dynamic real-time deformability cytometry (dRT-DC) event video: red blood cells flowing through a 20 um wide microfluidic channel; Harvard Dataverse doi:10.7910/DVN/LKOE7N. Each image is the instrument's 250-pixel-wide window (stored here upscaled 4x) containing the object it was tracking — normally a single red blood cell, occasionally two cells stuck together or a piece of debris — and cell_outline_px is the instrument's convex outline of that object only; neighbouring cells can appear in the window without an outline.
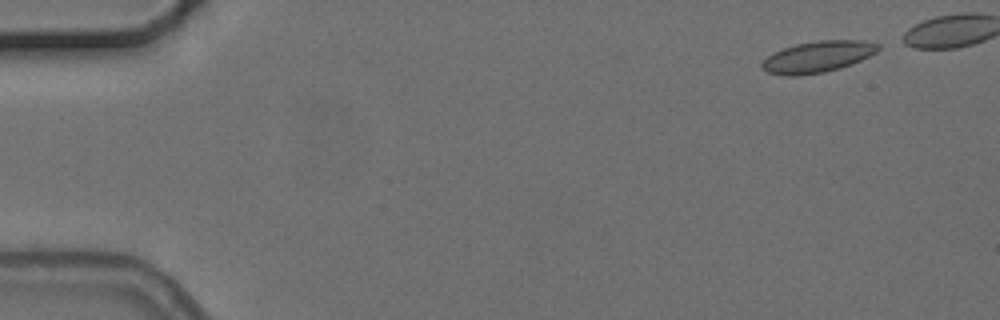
{"species": "common noctule bat (a hibernating species)", "species_latin": "Nyctalus noctula", "temperature_condition": "cold", "stored_images_in_passage": 8, "camera_frame_rate_fps": 3000, "um_per_image_px": 0.085, "animal": {"sex": "female", "body_mass_g": 24.6, "forearm_length_mm": 56.2}, "frame": {"image": 1, "passage_image": 1, "time_ms": 0.0, "image_size_px": [1000, 320], "cell_outline_px": [[880, 48], [876, 52], [852, 64], [840, 68], [824, 72], [800, 76], [784, 76], [768, 72], [760, 64], [768, 56], [784, 48], [796, 44], [820, 40], [864, 40], [880, 44]], "centroid_in_image_um": [69.53, 4.83], "position_along_channel_um": 15.5, "area_um2": 21.1}}
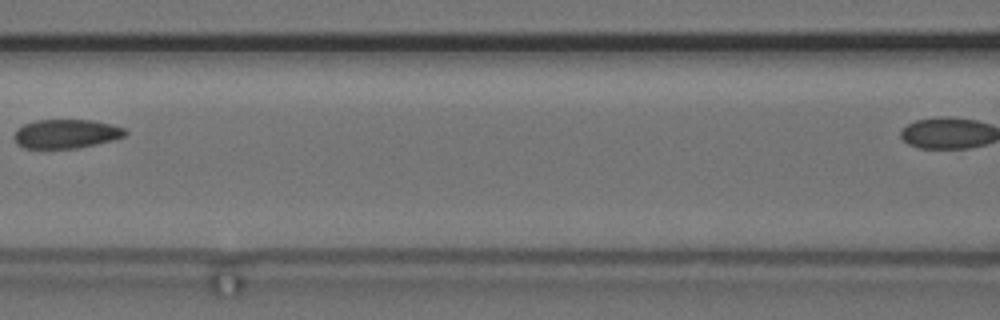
{"frame": {"image": 2, "passage_image": 6, "time_ms": 7.0, "image_size_px": [1000, 320], "cell_outline_px": [[128, 132], [124, 136], [112, 140], [80, 148], [24, 148], [16, 144], [12, 136], [16, 128], [24, 124], [36, 120], [92, 120], [112, 124], [124, 128]], "centroid_in_image_um": [5.58, 11.37], "position_along_channel_um": 161.0, "area_um2": 18.96}}